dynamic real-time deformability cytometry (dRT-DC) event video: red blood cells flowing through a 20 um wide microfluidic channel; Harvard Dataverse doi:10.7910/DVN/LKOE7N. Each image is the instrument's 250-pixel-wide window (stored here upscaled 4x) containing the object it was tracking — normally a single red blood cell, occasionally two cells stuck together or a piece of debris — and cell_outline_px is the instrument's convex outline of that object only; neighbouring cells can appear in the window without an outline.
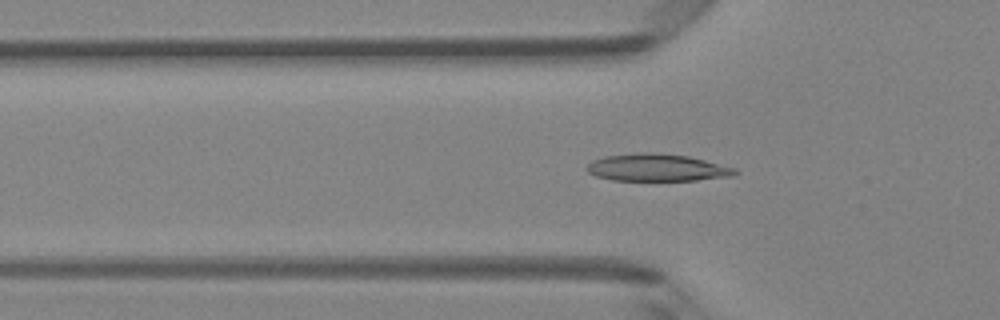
{"species": "Egyptian fruit bat (a non-hibernating species)", "species_latin": "Rousettus aegyptiacus", "temperature_condition": "room temperature", "stored_images_in_passage": 50, "camera_frame_rate_fps": 3000, "um_per_image_px": 0.085, "animal": {"sex": "female"}, "frame": {"image": 1, "passage_image": 16, "time_ms": 5.0, "image_size_px": [1000, 320], "cell_outline_px": [[740, 172], [732, 176], [696, 180], [612, 180], [596, 176], [588, 172], [584, 168], [592, 160], [604, 156], [640, 152], [652, 152], [688, 156], [736, 168]], "centroid_in_image_um": [55.83, 14.24], "position_along_channel_um": 70.0, "area_um2": 23.58}}
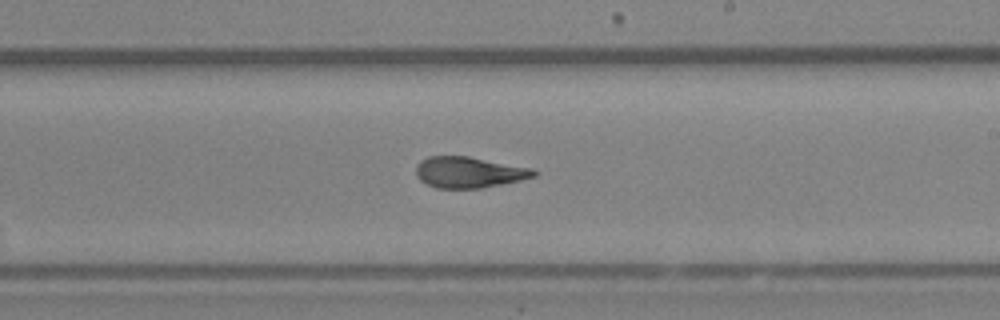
{"frame": {"image": 2, "passage_image": 29, "time_ms": 9.333, "image_size_px": [1000, 320], "cell_outline_px": [[540, 172], [536, 176], [520, 180], [480, 188], [436, 188], [420, 180], [416, 176], [416, 164], [420, 160], [428, 156], [468, 156], [532, 168]], "centroid_in_image_um": [39.85, 14.63], "position_along_channel_um": 249.1, "area_um2": 21.33}}
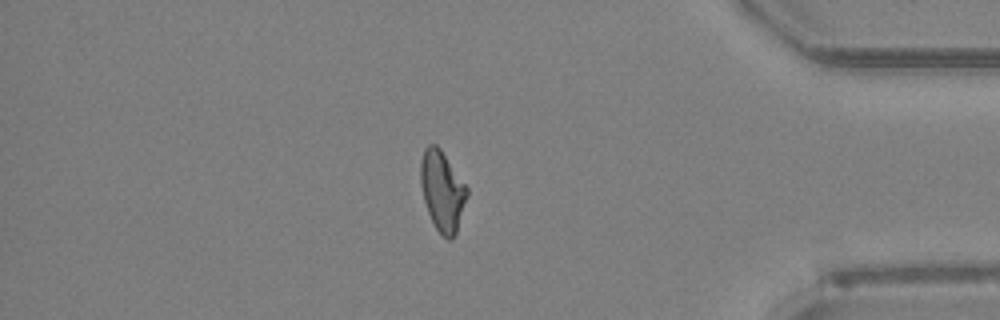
{"frame": {"image": 3, "passage_image": 42, "time_ms": 13.667, "image_size_px": [1000, 320], "cell_outline_px": [[468, 196], [456, 232], [452, 240], [448, 240], [436, 228], [428, 212], [424, 200], [420, 180], [420, 160], [424, 148], [428, 144], [436, 144], [440, 148], [468, 188]], "centroid_in_image_um": [37.59, 16.2], "position_along_channel_um": 397.6, "area_um2": 21.56}, "authors_computed_cell_mechanics": {"area_um2": 21.8195, "velocity_mm_per_s": 4.1349, "shape_relaxation_time_tau1_ms": null, "shape_relaxation_time_tau2_ms": 1.1924, "deformation_change_tau1": null, "deformation_change_tau2": 0.0625}}